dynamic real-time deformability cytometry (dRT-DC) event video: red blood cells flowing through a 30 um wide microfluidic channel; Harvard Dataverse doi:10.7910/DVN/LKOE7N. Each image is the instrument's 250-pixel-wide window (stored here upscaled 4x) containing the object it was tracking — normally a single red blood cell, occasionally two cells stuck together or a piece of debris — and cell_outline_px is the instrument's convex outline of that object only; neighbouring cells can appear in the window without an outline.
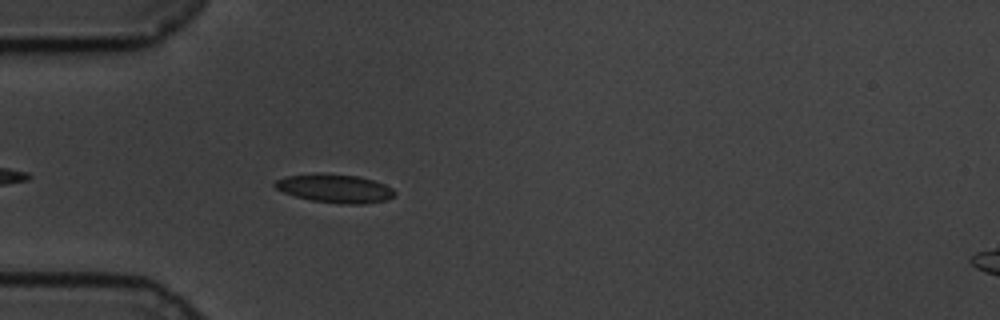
{"species": "common noctule bat (a hibernating species)", "species_latin": "Nyctalus noctula", "temperature_condition": "cold", "stored_images_in_passage": 17, "camera_frame_rate_fps": 3000, "um_per_image_px": 0.085, "animal": {"sex": "male", "body_mass_g": 19.5, "forearm_length_mm": 54.6}, "frame": {"image": 1, "passage_image": 6, "time_ms": 1.667, "image_size_px": [1000, 320], "cell_outline_px": [[396, 196], [384, 200], [364, 204], [340, 204], [312, 200], [296, 196], [284, 192], [276, 188], [272, 184], [276, 180], [288, 176], [316, 172], [324, 172], [360, 176], [384, 184], [392, 188], [396, 192]], "centroid_in_image_um": [28.47, 16.0], "position_along_channel_um": 56.5, "area_um2": 20.11}}
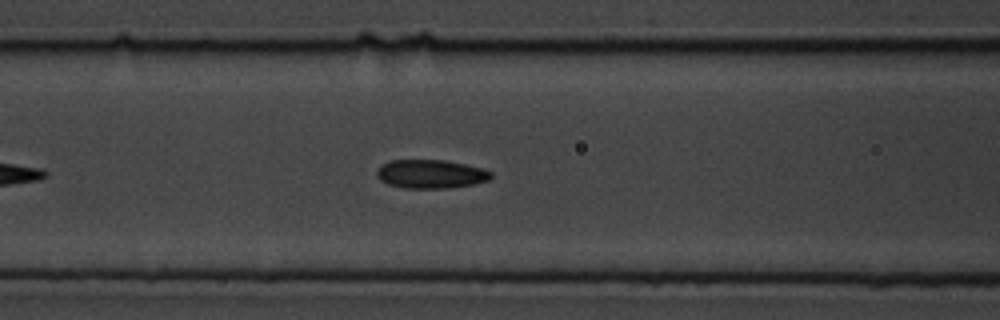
{"frame": {"image": 2, "passage_image": 13, "time_ms": 4.0, "image_size_px": [1000, 320], "cell_outline_px": [[492, 176], [488, 180], [472, 184], [448, 188], [404, 188], [388, 184], [380, 180], [376, 176], [376, 172], [384, 164], [392, 160], [444, 160], [484, 168], [492, 172]], "centroid_in_image_um": [36.63, 14.79], "position_along_channel_um": 130.0, "area_um2": 18.96}}
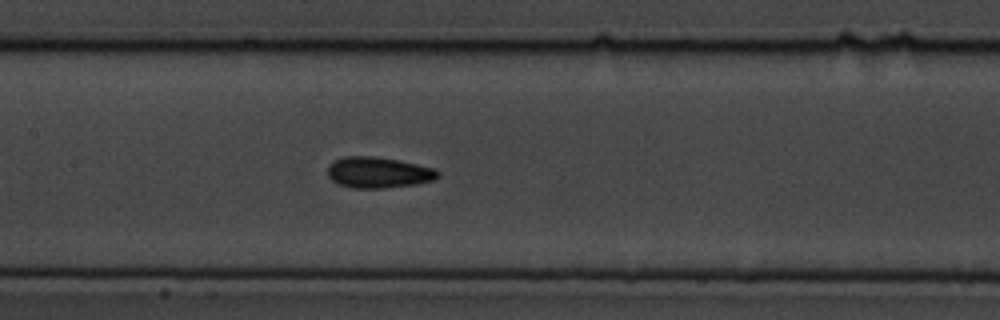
{"frame": {"image": 3, "passage_image": 17, "time_ms": 5.333, "image_size_px": [1000, 320], "cell_outline_px": [[440, 176], [432, 180], [416, 184], [384, 188], [352, 188], [340, 184], [332, 180], [328, 176], [328, 168], [332, 160], [344, 156], [372, 156], [396, 160], [436, 168], [440, 172]], "centroid_in_image_um": [32.16, 14.66], "position_along_channel_um": 175.2, "area_um2": 19.88}}